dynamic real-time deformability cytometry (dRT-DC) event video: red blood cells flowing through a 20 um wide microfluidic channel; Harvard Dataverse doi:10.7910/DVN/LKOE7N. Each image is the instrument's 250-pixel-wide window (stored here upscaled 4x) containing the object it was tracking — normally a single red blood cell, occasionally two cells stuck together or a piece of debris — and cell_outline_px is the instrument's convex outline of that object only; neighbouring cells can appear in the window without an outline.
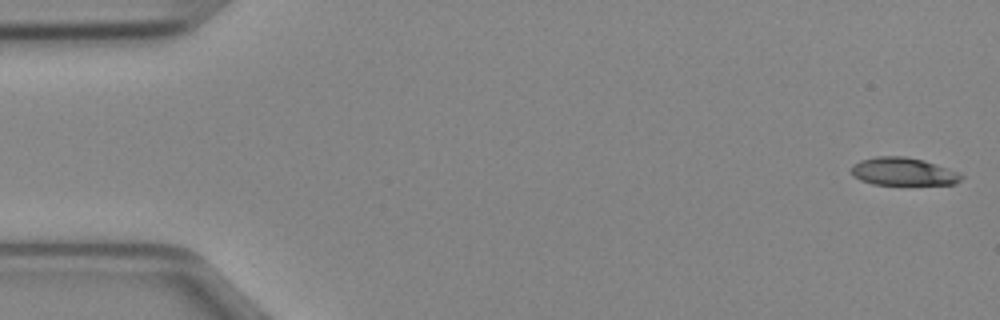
{"species": "Egyptian fruit bat (a non-hibernating species)", "species_latin": "Rousettus aegyptiacus", "temperature_condition": "cold", "stored_images_in_passage": 50, "camera_frame_rate_fps": 3000, "um_per_image_px": 0.085, "animal": {"sex": "female"}, "frame": {"image": 1, "passage_image": 1, "time_ms": 0.0, "image_size_px": [1000, 320], "cell_outline_px": [[964, 176], [956, 184], [872, 184], [860, 180], [852, 176], [848, 172], [860, 160], [876, 156], [904, 156], [924, 160], [960, 172]], "centroid_in_image_um": [76.76, 14.58], "position_along_channel_um": 8.2, "area_um2": 17.92}}
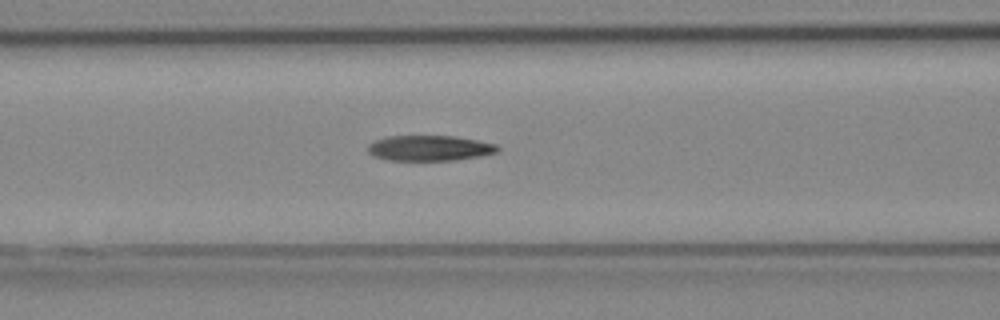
{"frame": {"image": 2, "passage_image": 20, "time_ms": 6.333, "image_size_px": [1000, 320], "cell_outline_px": [[500, 152], [480, 156], [456, 160], [388, 160], [372, 156], [368, 152], [368, 144], [384, 136], [456, 136], [496, 144], [500, 148]], "centroid_in_image_um": [36.52, 12.59], "position_along_channel_um": 130.1, "area_um2": 19.36}}
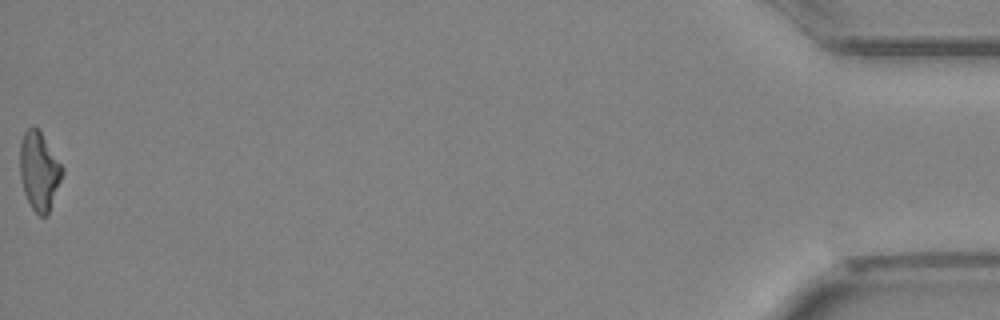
{"frame": {"image": 3, "passage_image": 50, "time_ms": 16.333, "image_size_px": [1000, 320], "cell_outline_px": [[64, 172], [48, 216], [40, 216], [32, 208], [24, 192], [20, 176], [20, 144], [24, 132], [32, 124], [40, 132], [64, 168]], "centroid_in_image_um": [3.33, 14.55], "position_along_channel_um": 431.9, "area_um2": 19.25}, "authors_computed_cell_mechanics": {"area_um2": 19.4786, "velocity_mm_per_s": 4.0418, "shape_relaxation_time_tau1_ms": 9.2732, "shape_relaxation_time_tau2_ms": 9.8964, "deformation_change_tau1": 0.2462, "deformation_change_tau2": 0.2079}}